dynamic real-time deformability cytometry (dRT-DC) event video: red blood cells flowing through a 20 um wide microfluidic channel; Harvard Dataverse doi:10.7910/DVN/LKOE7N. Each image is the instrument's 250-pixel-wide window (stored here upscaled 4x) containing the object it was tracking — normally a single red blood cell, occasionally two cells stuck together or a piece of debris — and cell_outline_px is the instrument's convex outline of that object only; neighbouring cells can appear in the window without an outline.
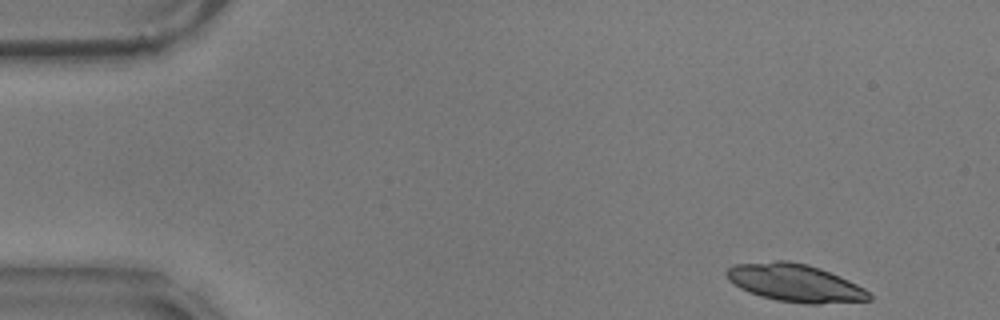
{"species": "common noctule bat (a hibernating species)", "species_latin": "Nyctalus noctula", "temperature_condition": "warm", "stored_images_in_passage": 17, "camera_frame_rate_fps": 3000, "um_per_image_px": 0.085, "animal": {"sex": "male", "body_mass_g": 17.9}, "frame": {"image": 1, "passage_image": 1, "time_ms": 0.0, "image_size_px": [1000, 320], "cell_outline_px": [[872, 300], [820, 304], [804, 304], [776, 300], [760, 296], [748, 292], [740, 288], [728, 280], [724, 272], [732, 264], [776, 260], [788, 260], [808, 264], [820, 268], [840, 276], [864, 288], [872, 296]], "centroid_in_image_um": [67.55, 24.04], "position_along_channel_um": 17.5, "area_um2": 31.67}}